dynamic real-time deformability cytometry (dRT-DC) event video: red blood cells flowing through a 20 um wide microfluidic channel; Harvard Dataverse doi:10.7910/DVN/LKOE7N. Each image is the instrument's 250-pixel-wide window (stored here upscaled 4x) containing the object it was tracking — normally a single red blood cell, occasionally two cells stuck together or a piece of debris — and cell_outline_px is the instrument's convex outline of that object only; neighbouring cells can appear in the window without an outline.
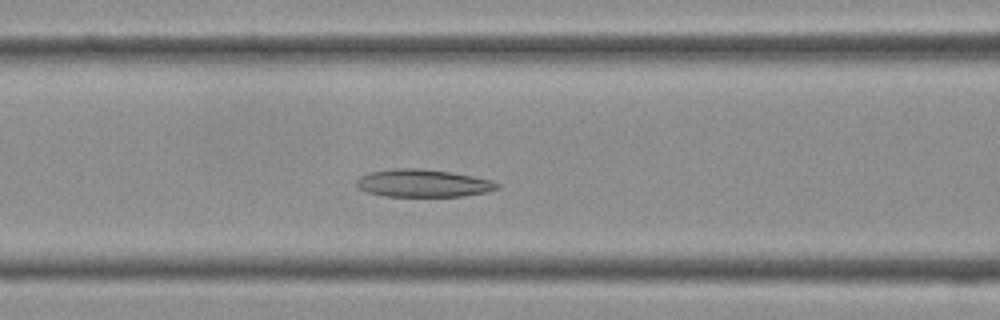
{"species": "Egyptian fruit bat (a non-hibernating species)", "species_latin": "Rousettus aegyptiacus", "temperature_condition": "cold", "stored_images_in_passage": 28, "camera_frame_rate_fps": 3000, "um_per_image_px": 0.085, "frame": {"image": 1, "passage_image": 5, "time_ms": 1.333, "image_size_px": [1000, 320], "cell_outline_px": [[500, 188], [488, 192], [464, 196], [384, 196], [368, 192], [360, 188], [356, 184], [356, 180], [360, 176], [368, 172], [392, 168], [416, 168], [452, 172], [492, 180], [500, 184]], "centroid_in_image_um": [35.98, 15.57], "position_along_channel_um": 130.6, "area_um2": 22.77}}
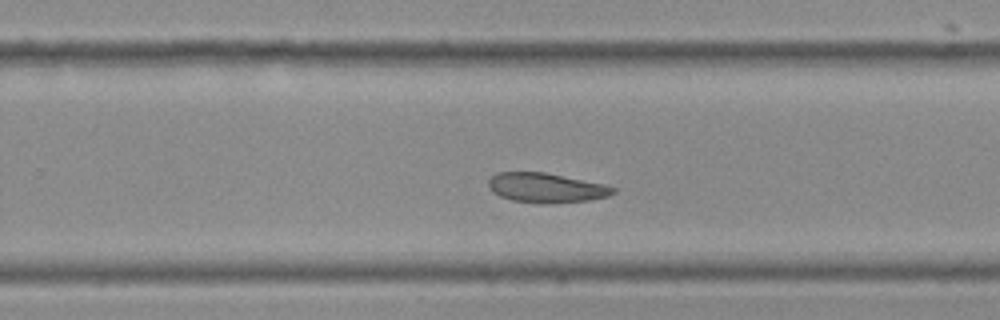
{"frame": {"image": 2, "passage_image": 14, "time_ms": 4.333, "image_size_px": [1000, 320], "cell_outline_px": [[616, 192], [608, 196], [588, 200], [552, 204], [544, 204], [512, 200], [500, 196], [492, 192], [488, 188], [488, 180], [496, 172], [544, 172], [604, 184], [616, 188]], "centroid_in_image_um": [46.4, 15.97], "position_along_channel_um": 283.4, "area_um2": 21.62}}
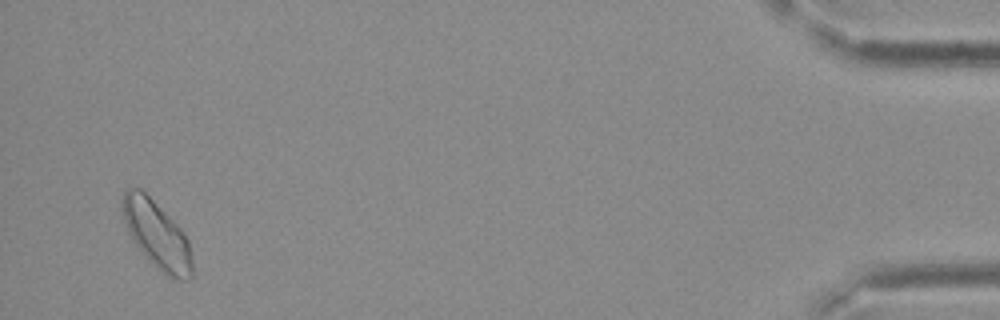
{"frame": {"image": 3, "passage_image": 27, "time_ms": 8.667, "image_size_px": [1000, 320], "cell_outline_px": [[192, 276], [188, 280], [176, 280], [168, 276], [136, 244], [128, 232], [120, 208], [120, 204], [124, 192], [128, 188], [140, 188], [180, 228], [188, 240], [192, 260]], "centroid_in_image_um": [13.32, 19.93], "position_along_channel_um": 421.9, "area_um2": 26.59}}